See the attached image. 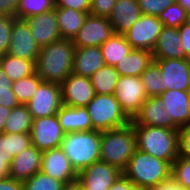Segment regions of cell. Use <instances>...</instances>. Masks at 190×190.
Wrapping results in <instances>:
<instances>
[{
  "mask_svg": "<svg viewBox=\"0 0 190 190\" xmlns=\"http://www.w3.org/2000/svg\"><path fill=\"white\" fill-rule=\"evenodd\" d=\"M40 47L25 20L15 19L11 29V42L7 54L29 61L37 60Z\"/></svg>",
  "mask_w": 190,
  "mask_h": 190,
  "instance_id": "cell-12",
  "label": "cell"
},
{
  "mask_svg": "<svg viewBox=\"0 0 190 190\" xmlns=\"http://www.w3.org/2000/svg\"><path fill=\"white\" fill-rule=\"evenodd\" d=\"M113 34L109 18L88 14L72 42L76 48L100 47Z\"/></svg>",
  "mask_w": 190,
  "mask_h": 190,
  "instance_id": "cell-11",
  "label": "cell"
},
{
  "mask_svg": "<svg viewBox=\"0 0 190 190\" xmlns=\"http://www.w3.org/2000/svg\"><path fill=\"white\" fill-rule=\"evenodd\" d=\"M15 16L0 15V56L5 55L11 42V29Z\"/></svg>",
  "mask_w": 190,
  "mask_h": 190,
  "instance_id": "cell-39",
  "label": "cell"
},
{
  "mask_svg": "<svg viewBox=\"0 0 190 190\" xmlns=\"http://www.w3.org/2000/svg\"><path fill=\"white\" fill-rule=\"evenodd\" d=\"M186 22L190 24V10L187 11Z\"/></svg>",
  "mask_w": 190,
  "mask_h": 190,
  "instance_id": "cell-53",
  "label": "cell"
},
{
  "mask_svg": "<svg viewBox=\"0 0 190 190\" xmlns=\"http://www.w3.org/2000/svg\"><path fill=\"white\" fill-rule=\"evenodd\" d=\"M62 102L70 107H86L96 95L88 77L71 73L62 83Z\"/></svg>",
  "mask_w": 190,
  "mask_h": 190,
  "instance_id": "cell-15",
  "label": "cell"
},
{
  "mask_svg": "<svg viewBox=\"0 0 190 190\" xmlns=\"http://www.w3.org/2000/svg\"><path fill=\"white\" fill-rule=\"evenodd\" d=\"M151 190H187L181 188L172 178L161 182L159 185L150 188Z\"/></svg>",
  "mask_w": 190,
  "mask_h": 190,
  "instance_id": "cell-49",
  "label": "cell"
},
{
  "mask_svg": "<svg viewBox=\"0 0 190 190\" xmlns=\"http://www.w3.org/2000/svg\"><path fill=\"white\" fill-rule=\"evenodd\" d=\"M187 11L178 3L169 5L164 11L158 15V19L163 26L171 28H179L186 22Z\"/></svg>",
  "mask_w": 190,
  "mask_h": 190,
  "instance_id": "cell-37",
  "label": "cell"
},
{
  "mask_svg": "<svg viewBox=\"0 0 190 190\" xmlns=\"http://www.w3.org/2000/svg\"><path fill=\"white\" fill-rule=\"evenodd\" d=\"M148 97L160 96L165 91L160 68L152 61L140 76Z\"/></svg>",
  "mask_w": 190,
  "mask_h": 190,
  "instance_id": "cell-33",
  "label": "cell"
},
{
  "mask_svg": "<svg viewBox=\"0 0 190 190\" xmlns=\"http://www.w3.org/2000/svg\"><path fill=\"white\" fill-rule=\"evenodd\" d=\"M122 174L117 167L98 161L78 173L83 190H108Z\"/></svg>",
  "mask_w": 190,
  "mask_h": 190,
  "instance_id": "cell-13",
  "label": "cell"
},
{
  "mask_svg": "<svg viewBox=\"0 0 190 190\" xmlns=\"http://www.w3.org/2000/svg\"><path fill=\"white\" fill-rule=\"evenodd\" d=\"M141 9L142 15L156 16L164 11L169 5H172L176 0H137Z\"/></svg>",
  "mask_w": 190,
  "mask_h": 190,
  "instance_id": "cell-40",
  "label": "cell"
},
{
  "mask_svg": "<svg viewBox=\"0 0 190 190\" xmlns=\"http://www.w3.org/2000/svg\"><path fill=\"white\" fill-rule=\"evenodd\" d=\"M152 61L151 51L132 49L115 65V68L120 76L140 77Z\"/></svg>",
  "mask_w": 190,
  "mask_h": 190,
  "instance_id": "cell-25",
  "label": "cell"
},
{
  "mask_svg": "<svg viewBox=\"0 0 190 190\" xmlns=\"http://www.w3.org/2000/svg\"><path fill=\"white\" fill-rule=\"evenodd\" d=\"M135 190H151L150 188H139V187H136Z\"/></svg>",
  "mask_w": 190,
  "mask_h": 190,
  "instance_id": "cell-54",
  "label": "cell"
},
{
  "mask_svg": "<svg viewBox=\"0 0 190 190\" xmlns=\"http://www.w3.org/2000/svg\"><path fill=\"white\" fill-rule=\"evenodd\" d=\"M115 3L116 0H91L89 14L109 18Z\"/></svg>",
  "mask_w": 190,
  "mask_h": 190,
  "instance_id": "cell-41",
  "label": "cell"
},
{
  "mask_svg": "<svg viewBox=\"0 0 190 190\" xmlns=\"http://www.w3.org/2000/svg\"><path fill=\"white\" fill-rule=\"evenodd\" d=\"M101 131H81L66 133L60 148L69 158L71 165L79 173L91 164L100 161Z\"/></svg>",
  "mask_w": 190,
  "mask_h": 190,
  "instance_id": "cell-5",
  "label": "cell"
},
{
  "mask_svg": "<svg viewBox=\"0 0 190 190\" xmlns=\"http://www.w3.org/2000/svg\"><path fill=\"white\" fill-rule=\"evenodd\" d=\"M26 105L33 119L57 114L63 105L61 84L43 81Z\"/></svg>",
  "mask_w": 190,
  "mask_h": 190,
  "instance_id": "cell-8",
  "label": "cell"
},
{
  "mask_svg": "<svg viewBox=\"0 0 190 190\" xmlns=\"http://www.w3.org/2000/svg\"><path fill=\"white\" fill-rule=\"evenodd\" d=\"M180 6H182L186 11L190 10V0H176Z\"/></svg>",
  "mask_w": 190,
  "mask_h": 190,
  "instance_id": "cell-52",
  "label": "cell"
},
{
  "mask_svg": "<svg viewBox=\"0 0 190 190\" xmlns=\"http://www.w3.org/2000/svg\"><path fill=\"white\" fill-rule=\"evenodd\" d=\"M40 48L51 44L61 38L55 8L24 19Z\"/></svg>",
  "mask_w": 190,
  "mask_h": 190,
  "instance_id": "cell-18",
  "label": "cell"
},
{
  "mask_svg": "<svg viewBox=\"0 0 190 190\" xmlns=\"http://www.w3.org/2000/svg\"><path fill=\"white\" fill-rule=\"evenodd\" d=\"M12 83L0 65V105L10 109L20 104L11 89Z\"/></svg>",
  "mask_w": 190,
  "mask_h": 190,
  "instance_id": "cell-38",
  "label": "cell"
},
{
  "mask_svg": "<svg viewBox=\"0 0 190 190\" xmlns=\"http://www.w3.org/2000/svg\"><path fill=\"white\" fill-rule=\"evenodd\" d=\"M113 95L131 120L148 98L140 77L134 76H120Z\"/></svg>",
  "mask_w": 190,
  "mask_h": 190,
  "instance_id": "cell-7",
  "label": "cell"
},
{
  "mask_svg": "<svg viewBox=\"0 0 190 190\" xmlns=\"http://www.w3.org/2000/svg\"><path fill=\"white\" fill-rule=\"evenodd\" d=\"M56 115L65 133L92 130L91 117L86 107H70L63 104Z\"/></svg>",
  "mask_w": 190,
  "mask_h": 190,
  "instance_id": "cell-24",
  "label": "cell"
},
{
  "mask_svg": "<svg viewBox=\"0 0 190 190\" xmlns=\"http://www.w3.org/2000/svg\"><path fill=\"white\" fill-rule=\"evenodd\" d=\"M12 109L0 105V133H4L6 120L11 114Z\"/></svg>",
  "mask_w": 190,
  "mask_h": 190,
  "instance_id": "cell-50",
  "label": "cell"
},
{
  "mask_svg": "<svg viewBox=\"0 0 190 190\" xmlns=\"http://www.w3.org/2000/svg\"><path fill=\"white\" fill-rule=\"evenodd\" d=\"M171 178L181 187L190 190V157L178 156L171 165Z\"/></svg>",
  "mask_w": 190,
  "mask_h": 190,
  "instance_id": "cell-36",
  "label": "cell"
},
{
  "mask_svg": "<svg viewBox=\"0 0 190 190\" xmlns=\"http://www.w3.org/2000/svg\"><path fill=\"white\" fill-rule=\"evenodd\" d=\"M12 157L0 150V177L7 178L10 175Z\"/></svg>",
  "mask_w": 190,
  "mask_h": 190,
  "instance_id": "cell-46",
  "label": "cell"
},
{
  "mask_svg": "<svg viewBox=\"0 0 190 190\" xmlns=\"http://www.w3.org/2000/svg\"><path fill=\"white\" fill-rule=\"evenodd\" d=\"M55 11L61 38L73 40L89 13L80 12L71 8L57 7H55Z\"/></svg>",
  "mask_w": 190,
  "mask_h": 190,
  "instance_id": "cell-26",
  "label": "cell"
},
{
  "mask_svg": "<svg viewBox=\"0 0 190 190\" xmlns=\"http://www.w3.org/2000/svg\"><path fill=\"white\" fill-rule=\"evenodd\" d=\"M0 65L12 82L27 77L36 72L35 61L16 58L10 56L7 53L0 56Z\"/></svg>",
  "mask_w": 190,
  "mask_h": 190,
  "instance_id": "cell-28",
  "label": "cell"
},
{
  "mask_svg": "<svg viewBox=\"0 0 190 190\" xmlns=\"http://www.w3.org/2000/svg\"><path fill=\"white\" fill-rule=\"evenodd\" d=\"M182 48L185 51L186 59L190 61V24L185 22L179 27Z\"/></svg>",
  "mask_w": 190,
  "mask_h": 190,
  "instance_id": "cell-44",
  "label": "cell"
},
{
  "mask_svg": "<svg viewBox=\"0 0 190 190\" xmlns=\"http://www.w3.org/2000/svg\"><path fill=\"white\" fill-rule=\"evenodd\" d=\"M135 188V184L122 173L108 190H135Z\"/></svg>",
  "mask_w": 190,
  "mask_h": 190,
  "instance_id": "cell-45",
  "label": "cell"
},
{
  "mask_svg": "<svg viewBox=\"0 0 190 190\" xmlns=\"http://www.w3.org/2000/svg\"><path fill=\"white\" fill-rule=\"evenodd\" d=\"M61 190H83L78 180L71 183H65Z\"/></svg>",
  "mask_w": 190,
  "mask_h": 190,
  "instance_id": "cell-51",
  "label": "cell"
},
{
  "mask_svg": "<svg viewBox=\"0 0 190 190\" xmlns=\"http://www.w3.org/2000/svg\"><path fill=\"white\" fill-rule=\"evenodd\" d=\"M19 0H0V15L15 16Z\"/></svg>",
  "mask_w": 190,
  "mask_h": 190,
  "instance_id": "cell-48",
  "label": "cell"
},
{
  "mask_svg": "<svg viewBox=\"0 0 190 190\" xmlns=\"http://www.w3.org/2000/svg\"><path fill=\"white\" fill-rule=\"evenodd\" d=\"M163 24L156 16L142 15L124 34L133 49L153 51Z\"/></svg>",
  "mask_w": 190,
  "mask_h": 190,
  "instance_id": "cell-10",
  "label": "cell"
},
{
  "mask_svg": "<svg viewBox=\"0 0 190 190\" xmlns=\"http://www.w3.org/2000/svg\"><path fill=\"white\" fill-rule=\"evenodd\" d=\"M160 97L164 108L173 116V130L190 124V97L188 91L167 90Z\"/></svg>",
  "mask_w": 190,
  "mask_h": 190,
  "instance_id": "cell-19",
  "label": "cell"
},
{
  "mask_svg": "<svg viewBox=\"0 0 190 190\" xmlns=\"http://www.w3.org/2000/svg\"><path fill=\"white\" fill-rule=\"evenodd\" d=\"M75 49L72 40L63 38L40 48L36 73L45 82L61 84L72 73Z\"/></svg>",
  "mask_w": 190,
  "mask_h": 190,
  "instance_id": "cell-1",
  "label": "cell"
},
{
  "mask_svg": "<svg viewBox=\"0 0 190 190\" xmlns=\"http://www.w3.org/2000/svg\"><path fill=\"white\" fill-rule=\"evenodd\" d=\"M133 127L137 149L172 165L179 156L178 130L143 125H133Z\"/></svg>",
  "mask_w": 190,
  "mask_h": 190,
  "instance_id": "cell-2",
  "label": "cell"
},
{
  "mask_svg": "<svg viewBox=\"0 0 190 190\" xmlns=\"http://www.w3.org/2000/svg\"><path fill=\"white\" fill-rule=\"evenodd\" d=\"M41 171L64 183H71L78 178V173L60 147L42 153Z\"/></svg>",
  "mask_w": 190,
  "mask_h": 190,
  "instance_id": "cell-16",
  "label": "cell"
},
{
  "mask_svg": "<svg viewBox=\"0 0 190 190\" xmlns=\"http://www.w3.org/2000/svg\"><path fill=\"white\" fill-rule=\"evenodd\" d=\"M153 59H186L182 48L179 28L163 26L152 51Z\"/></svg>",
  "mask_w": 190,
  "mask_h": 190,
  "instance_id": "cell-22",
  "label": "cell"
},
{
  "mask_svg": "<svg viewBox=\"0 0 190 190\" xmlns=\"http://www.w3.org/2000/svg\"><path fill=\"white\" fill-rule=\"evenodd\" d=\"M135 150L136 136L131 122L123 127L101 131L100 161L123 171Z\"/></svg>",
  "mask_w": 190,
  "mask_h": 190,
  "instance_id": "cell-3",
  "label": "cell"
},
{
  "mask_svg": "<svg viewBox=\"0 0 190 190\" xmlns=\"http://www.w3.org/2000/svg\"><path fill=\"white\" fill-rule=\"evenodd\" d=\"M57 8H71L80 12L89 13L91 0H55Z\"/></svg>",
  "mask_w": 190,
  "mask_h": 190,
  "instance_id": "cell-42",
  "label": "cell"
},
{
  "mask_svg": "<svg viewBox=\"0 0 190 190\" xmlns=\"http://www.w3.org/2000/svg\"><path fill=\"white\" fill-rule=\"evenodd\" d=\"M33 118L26 104L14 107L6 120L4 133H30Z\"/></svg>",
  "mask_w": 190,
  "mask_h": 190,
  "instance_id": "cell-30",
  "label": "cell"
},
{
  "mask_svg": "<svg viewBox=\"0 0 190 190\" xmlns=\"http://www.w3.org/2000/svg\"><path fill=\"white\" fill-rule=\"evenodd\" d=\"M141 16L137 0H116L109 21L114 33L124 35Z\"/></svg>",
  "mask_w": 190,
  "mask_h": 190,
  "instance_id": "cell-21",
  "label": "cell"
},
{
  "mask_svg": "<svg viewBox=\"0 0 190 190\" xmlns=\"http://www.w3.org/2000/svg\"><path fill=\"white\" fill-rule=\"evenodd\" d=\"M102 56L106 65L115 66L133 48L122 34L114 33L101 46Z\"/></svg>",
  "mask_w": 190,
  "mask_h": 190,
  "instance_id": "cell-27",
  "label": "cell"
},
{
  "mask_svg": "<svg viewBox=\"0 0 190 190\" xmlns=\"http://www.w3.org/2000/svg\"><path fill=\"white\" fill-rule=\"evenodd\" d=\"M160 68V73L167 90L188 91L190 83V61L187 59H153Z\"/></svg>",
  "mask_w": 190,
  "mask_h": 190,
  "instance_id": "cell-14",
  "label": "cell"
},
{
  "mask_svg": "<svg viewBox=\"0 0 190 190\" xmlns=\"http://www.w3.org/2000/svg\"><path fill=\"white\" fill-rule=\"evenodd\" d=\"M0 190H23V181L14 178H1Z\"/></svg>",
  "mask_w": 190,
  "mask_h": 190,
  "instance_id": "cell-47",
  "label": "cell"
},
{
  "mask_svg": "<svg viewBox=\"0 0 190 190\" xmlns=\"http://www.w3.org/2000/svg\"><path fill=\"white\" fill-rule=\"evenodd\" d=\"M55 8V0H19L15 12L17 19L39 15Z\"/></svg>",
  "mask_w": 190,
  "mask_h": 190,
  "instance_id": "cell-34",
  "label": "cell"
},
{
  "mask_svg": "<svg viewBox=\"0 0 190 190\" xmlns=\"http://www.w3.org/2000/svg\"><path fill=\"white\" fill-rule=\"evenodd\" d=\"M188 95L190 97V83H189V88H188Z\"/></svg>",
  "mask_w": 190,
  "mask_h": 190,
  "instance_id": "cell-55",
  "label": "cell"
},
{
  "mask_svg": "<svg viewBox=\"0 0 190 190\" xmlns=\"http://www.w3.org/2000/svg\"><path fill=\"white\" fill-rule=\"evenodd\" d=\"M105 65L99 46L76 48L72 73L90 78L93 73Z\"/></svg>",
  "mask_w": 190,
  "mask_h": 190,
  "instance_id": "cell-23",
  "label": "cell"
},
{
  "mask_svg": "<svg viewBox=\"0 0 190 190\" xmlns=\"http://www.w3.org/2000/svg\"><path fill=\"white\" fill-rule=\"evenodd\" d=\"M64 184V182L39 171L23 181V190H61Z\"/></svg>",
  "mask_w": 190,
  "mask_h": 190,
  "instance_id": "cell-35",
  "label": "cell"
},
{
  "mask_svg": "<svg viewBox=\"0 0 190 190\" xmlns=\"http://www.w3.org/2000/svg\"><path fill=\"white\" fill-rule=\"evenodd\" d=\"M42 82V78L35 72L13 82L11 89L15 93L20 104H27Z\"/></svg>",
  "mask_w": 190,
  "mask_h": 190,
  "instance_id": "cell-32",
  "label": "cell"
},
{
  "mask_svg": "<svg viewBox=\"0 0 190 190\" xmlns=\"http://www.w3.org/2000/svg\"><path fill=\"white\" fill-rule=\"evenodd\" d=\"M86 108L91 117L92 130L107 131L131 122L113 94H96Z\"/></svg>",
  "mask_w": 190,
  "mask_h": 190,
  "instance_id": "cell-6",
  "label": "cell"
},
{
  "mask_svg": "<svg viewBox=\"0 0 190 190\" xmlns=\"http://www.w3.org/2000/svg\"><path fill=\"white\" fill-rule=\"evenodd\" d=\"M120 74L115 66L104 65L89 78L96 94H114Z\"/></svg>",
  "mask_w": 190,
  "mask_h": 190,
  "instance_id": "cell-29",
  "label": "cell"
},
{
  "mask_svg": "<svg viewBox=\"0 0 190 190\" xmlns=\"http://www.w3.org/2000/svg\"><path fill=\"white\" fill-rule=\"evenodd\" d=\"M30 145V133H0V150L12 158Z\"/></svg>",
  "mask_w": 190,
  "mask_h": 190,
  "instance_id": "cell-31",
  "label": "cell"
},
{
  "mask_svg": "<svg viewBox=\"0 0 190 190\" xmlns=\"http://www.w3.org/2000/svg\"><path fill=\"white\" fill-rule=\"evenodd\" d=\"M42 151L31 144L14 156L10 165V178L25 181L41 171Z\"/></svg>",
  "mask_w": 190,
  "mask_h": 190,
  "instance_id": "cell-20",
  "label": "cell"
},
{
  "mask_svg": "<svg viewBox=\"0 0 190 190\" xmlns=\"http://www.w3.org/2000/svg\"><path fill=\"white\" fill-rule=\"evenodd\" d=\"M179 156L190 157V124L182 126L179 130Z\"/></svg>",
  "mask_w": 190,
  "mask_h": 190,
  "instance_id": "cell-43",
  "label": "cell"
},
{
  "mask_svg": "<svg viewBox=\"0 0 190 190\" xmlns=\"http://www.w3.org/2000/svg\"><path fill=\"white\" fill-rule=\"evenodd\" d=\"M163 106L164 102L160 96L148 97L131 123L173 129V116Z\"/></svg>",
  "mask_w": 190,
  "mask_h": 190,
  "instance_id": "cell-17",
  "label": "cell"
},
{
  "mask_svg": "<svg viewBox=\"0 0 190 190\" xmlns=\"http://www.w3.org/2000/svg\"><path fill=\"white\" fill-rule=\"evenodd\" d=\"M65 134L56 114L32 121L31 144L42 152L60 147Z\"/></svg>",
  "mask_w": 190,
  "mask_h": 190,
  "instance_id": "cell-9",
  "label": "cell"
},
{
  "mask_svg": "<svg viewBox=\"0 0 190 190\" xmlns=\"http://www.w3.org/2000/svg\"><path fill=\"white\" fill-rule=\"evenodd\" d=\"M122 173L136 187L152 188L171 178V165L136 148Z\"/></svg>",
  "mask_w": 190,
  "mask_h": 190,
  "instance_id": "cell-4",
  "label": "cell"
}]
</instances>
